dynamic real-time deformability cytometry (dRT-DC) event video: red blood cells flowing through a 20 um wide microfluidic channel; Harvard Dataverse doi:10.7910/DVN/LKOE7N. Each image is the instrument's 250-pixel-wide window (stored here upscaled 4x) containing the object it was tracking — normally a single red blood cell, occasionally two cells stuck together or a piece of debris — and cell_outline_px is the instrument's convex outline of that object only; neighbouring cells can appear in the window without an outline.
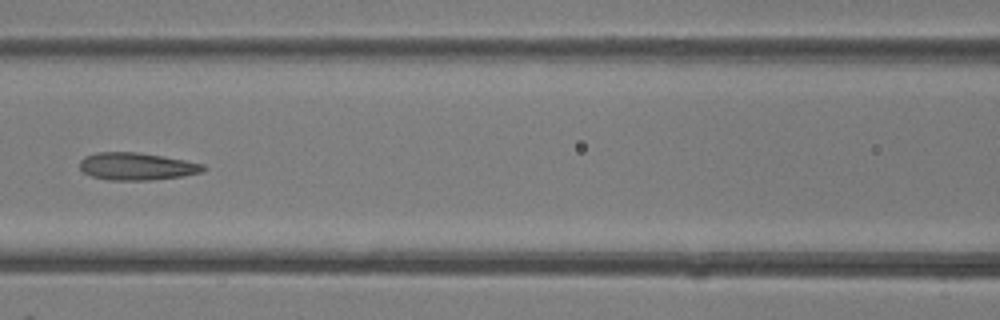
{"species": "common noctule bat (a hibernating species)", "species_latin": "Nyctalus noctula", "temperature_condition": "room temperature", "stored_images_in_passage": 40, "camera_frame_rate_fps": 3000, "um_per_image_px": 0.085, "animal": {"sex": "female"}, "frame": {"image": 1, "passage_image": 18, "time_ms": 5.667, "image_size_px": [1000, 320], "cell_outline_px": [[208, 168], [204, 172], [180, 176], [152, 180], [108, 180], [92, 176], [84, 172], [80, 168], [80, 160], [84, 156], [96, 152], [136, 152], [164, 156], [204, 164]], "centroid_in_image_um": [11.64, 14.14], "position_along_channel_um": 155.0, "area_um2": 19.83}}
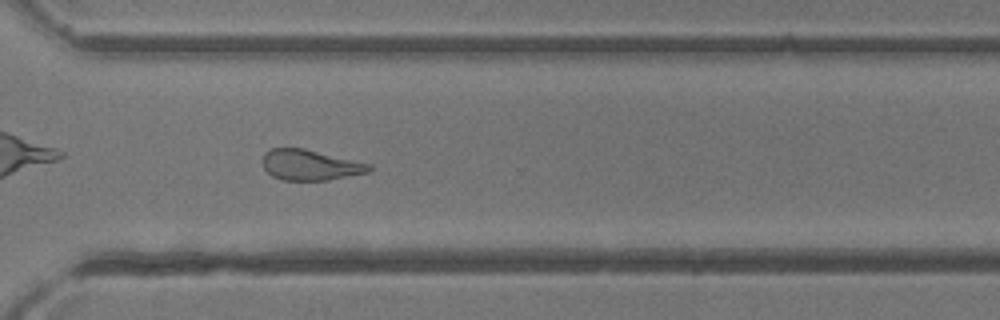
{"frame": {"image": 2, "passage_image": 29, "time_ms": 9.333, "image_size_px": [1000, 320], "cell_outline_px": [[372, 168], [368, 172], [328, 180], [280, 180], [272, 176], [264, 168], [264, 152], [272, 148], [304, 148], [372, 164]], "centroid_in_image_um": [26.37, 14.02], "position_along_channel_um": 344.2, "area_um2": 18.9}}